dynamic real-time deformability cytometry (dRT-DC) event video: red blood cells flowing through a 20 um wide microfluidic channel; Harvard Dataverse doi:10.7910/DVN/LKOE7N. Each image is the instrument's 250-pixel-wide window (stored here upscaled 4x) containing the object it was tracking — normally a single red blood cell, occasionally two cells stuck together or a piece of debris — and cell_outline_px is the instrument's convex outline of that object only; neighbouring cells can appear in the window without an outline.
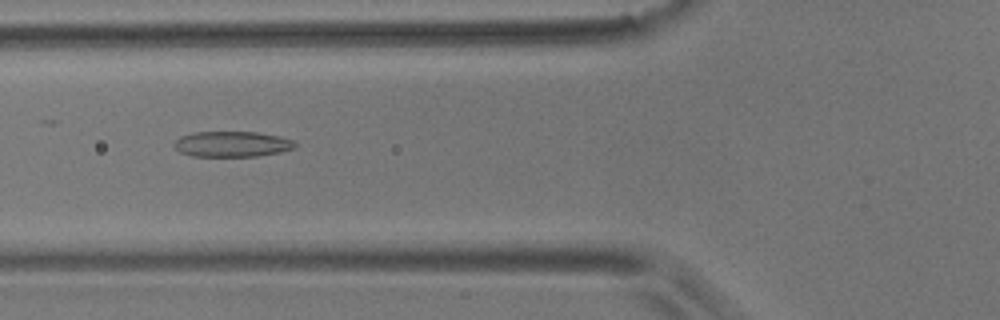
{"species": "common noctule bat (a hibernating species)", "species_latin": "Nyctalus noctula", "temperature_condition": "room temperature", "stored_images_in_passage": 29, "camera_frame_rate_fps": 3000, "um_per_image_px": 0.085, "animal": {"sex": "male", "body_mass_g": 17.9}, "frame": {"image": 1, "passage_image": 18, "time_ms": 5.667, "image_size_px": [1000, 320], "cell_outline_px": [[296, 148], [280, 152], [256, 156], [192, 156], [180, 152], [172, 144], [180, 136], [192, 132], [256, 132], [280, 136], [292, 140], [296, 144]], "centroid_in_image_um": [19.71, 12.24], "position_along_channel_um": 106.1, "area_um2": 18.03}}
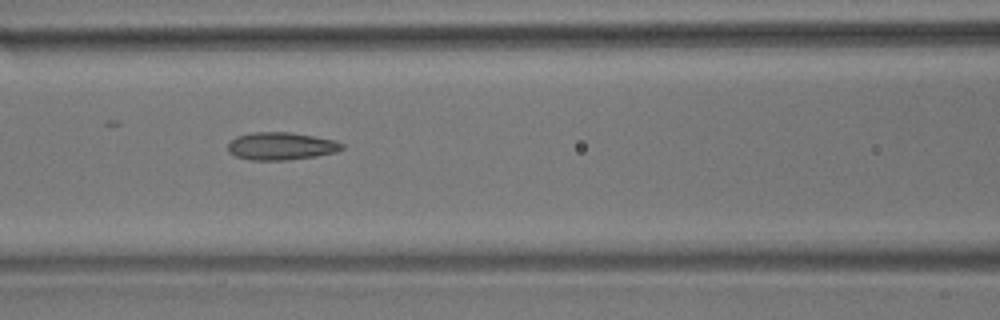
{"frame": {"image": 2, "passage_image": 21, "time_ms": 6.667, "image_size_px": [1000, 320], "cell_outline_px": [[344, 148], [336, 152], [316, 156], [284, 160], [252, 160], [236, 156], [228, 152], [228, 140], [236, 136], [252, 132], [292, 132], [336, 140], [344, 144]], "centroid_in_image_um": [23.88, 12.41], "position_along_channel_um": 142.7, "area_um2": 18.55}}
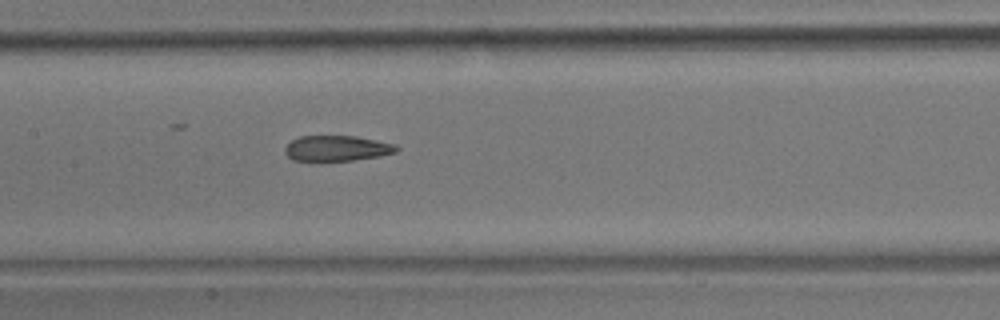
{"frame": {"image": 3, "passage_image": 24, "time_ms": 7.667, "image_size_px": [1000, 320], "cell_outline_px": [[400, 148], [396, 152], [380, 156], [352, 160], [320, 164], [312, 164], [292, 160], [284, 152], [284, 148], [292, 140], [300, 136], [356, 136], [396, 144]], "centroid_in_image_um": [28.57, 12.66], "position_along_channel_um": 178.8, "area_um2": 17.46}}